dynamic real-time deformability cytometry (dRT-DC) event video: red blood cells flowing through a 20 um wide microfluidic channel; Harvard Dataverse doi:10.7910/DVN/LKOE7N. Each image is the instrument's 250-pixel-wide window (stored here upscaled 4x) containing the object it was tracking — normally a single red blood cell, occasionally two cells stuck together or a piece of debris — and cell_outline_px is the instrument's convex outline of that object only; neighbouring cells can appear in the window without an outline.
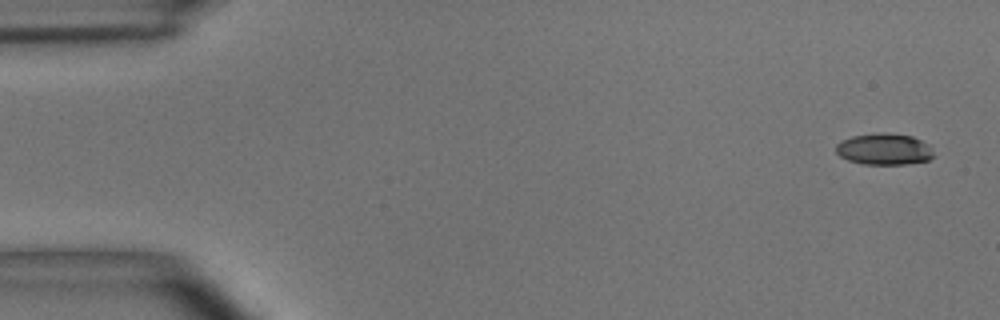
{"species": "common noctule bat (a hibernating species)", "species_latin": "Nyctalus noctula", "temperature_condition": "room temperature", "stored_images_in_passage": 5, "segment_of_instrument_passage": [1, 2], "camera_frame_rate_fps": 3000, "um_per_image_px": 0.085, "animal": {"sex": "male", "body_mass_g": 15.6}, "frame": {"image": 1, "passage_image": 1, "time_ms": 0.0, "image_size_px": [1000, 320], "cell_outline_px": [[936, 156], [928, 160], [908, 164], [864, 164], [848, 160], [840, 156], [836, 152], [836, 144], [852, 136], [884, 132], [912, 136], [928, 144]], "centroid_in_image_um": [75.18, 12.68], "position_along_channel_um": 9.8, "area_um2": 17.86}}
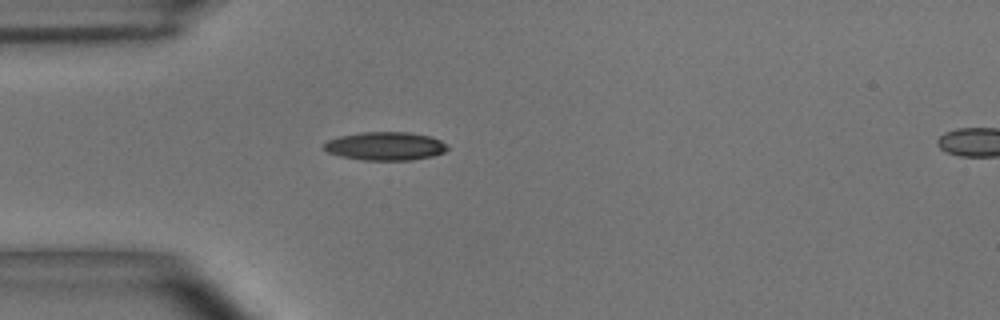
{"frame": {"image": 2, "passage_image": 4, "time_ms": 1.0, "image_size_px": [1000, 320], "cell_outline_px": [[448, 148], [444, 152], [432, 156], [412, 160], [364, 160], [340, 156], [328, 152], [320, 148], [328, 140], [340, 136], [364, 132], [408, 132], [428, 136], [440, 140]], "centroid_in_image_um": [32.71, 12.42], "position_along_channel_um": 52.3, "area_um2": 20.29}}